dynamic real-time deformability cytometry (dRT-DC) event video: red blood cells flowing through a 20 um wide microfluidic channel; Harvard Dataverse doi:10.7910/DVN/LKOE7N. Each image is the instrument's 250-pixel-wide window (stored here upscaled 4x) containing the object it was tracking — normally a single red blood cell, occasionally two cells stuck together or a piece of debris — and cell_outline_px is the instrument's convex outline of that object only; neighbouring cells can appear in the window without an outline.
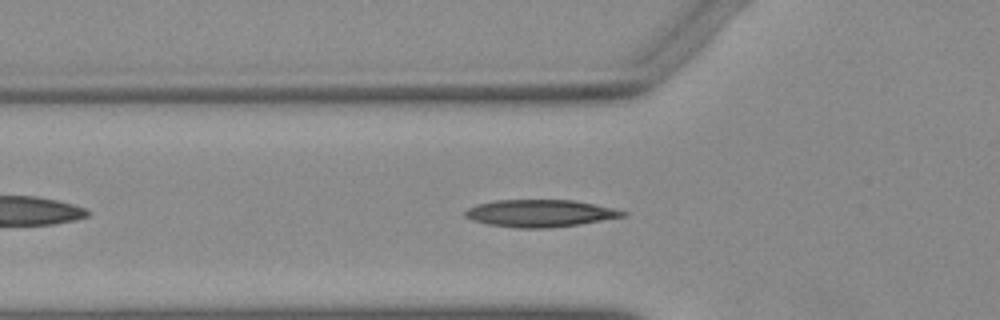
{"species": "Egyptian fruit bat (a non-hibernating species)", "species_latin": "Rousettus aegyptiacus", "temperature_condition": "warm", "stored_images_in_passage": 37, "camera_frame_rate_fps": 3000, "um_per_image_px": 0.085, "animal": {"sex": "female"}, "frame": {"image": 1, "passage_image": 7, "time_ms": 2.0, "image_size_px": [1000, 320], "cell_outline_px": [[628, 216], [580, 224], [548, 228], [516, 228], [488, 224], [472, 220], [464, 216], [464, 212], [468, 208], [476, 204], [496, 200], [572, 200], [612, 208], [628, 212]], "centroid_in_image_um": [45.9, 18.13], "position_along_channel_um": 79.9, "area_um2": 25.03}}
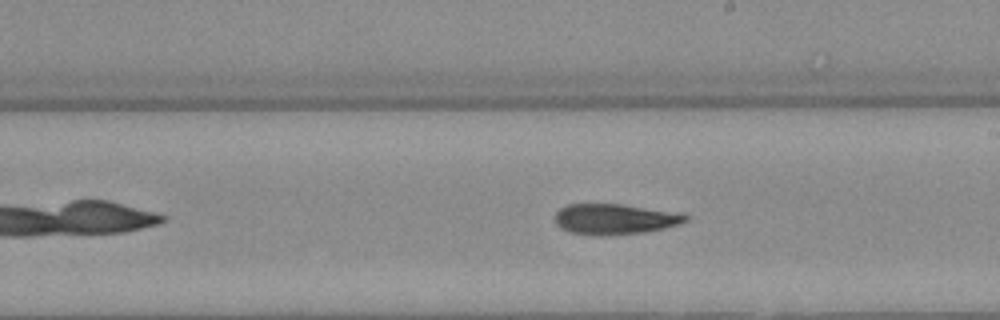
{"frame": {"image": 2, "passage_image": 19, "time_ms": 6.0, "image_size_px": [1000, 320], "cell_outline_px": [[692, 216], [688, 220], [680, 224], [664, 228], [644, 232], [592, 236], [568, 232], [560, 228], [556, 224], [556, 212], [560, 208], [568, 204], [620, 204]], "centroid_in_image_um": [52.19, 18.64], "position_along_channel_um": 236.8, "area_um2": 22.95}}
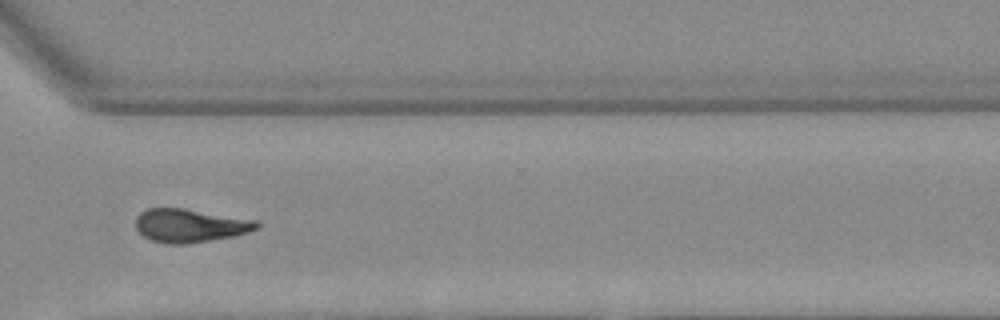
{"frame": {"image": 3, "passage_image": 28, "time_ms": 9.0, "image_size_px": [1000, 320], "cell_outline_px": [[260, 228], [248, 232], [232, 236], [184, 244], [168, 244], [152, 240], [144, 236], [136, 228], [136, 216], [140, 212], [148, 208], [184, 208], [260, 220]], "centroid_in_image_um": [16.19, 19.15], "position_along_channel_um": 354.4, "area_um2": 23.64}}